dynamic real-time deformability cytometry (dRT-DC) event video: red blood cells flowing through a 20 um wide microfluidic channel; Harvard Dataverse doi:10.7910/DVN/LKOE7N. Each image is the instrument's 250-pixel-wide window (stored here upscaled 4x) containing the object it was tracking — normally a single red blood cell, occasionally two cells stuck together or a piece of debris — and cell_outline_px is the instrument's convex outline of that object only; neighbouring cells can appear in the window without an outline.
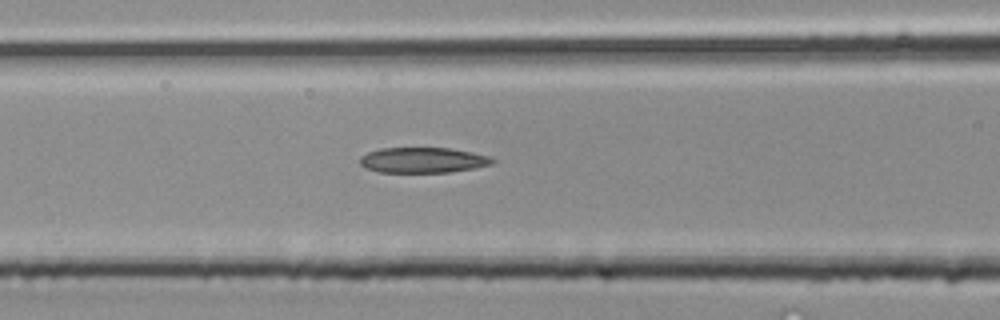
{"species": "common noctule bat (a hibernating species)", "species_latin": "Nyctalus noctula", "temperature_condition": "room temperature", "stored_images_in_passage": 21, "camera_frame_rate_fps": 3000, "um_per_image_px": 0.085, "animal": {"sex": "male", "body_mass_g": 20.4}, "frame": {"image": 1, "passage_image": 7, "time_ms": 2.0, "image_size_px": [1000, 320], "cell_outline_px": [[496, 160], [492, 164], [476, 168], [452, 172], [380, 172], [368, 168], [360, 164], [360, 156], [368, 152], [380, 148], [452, 148], [472, 152], [488, 156]], "centroid_in_image_um": [35.98, 13.61], "position_along_channel_um": 130.6, "area_um2": 19.65}}